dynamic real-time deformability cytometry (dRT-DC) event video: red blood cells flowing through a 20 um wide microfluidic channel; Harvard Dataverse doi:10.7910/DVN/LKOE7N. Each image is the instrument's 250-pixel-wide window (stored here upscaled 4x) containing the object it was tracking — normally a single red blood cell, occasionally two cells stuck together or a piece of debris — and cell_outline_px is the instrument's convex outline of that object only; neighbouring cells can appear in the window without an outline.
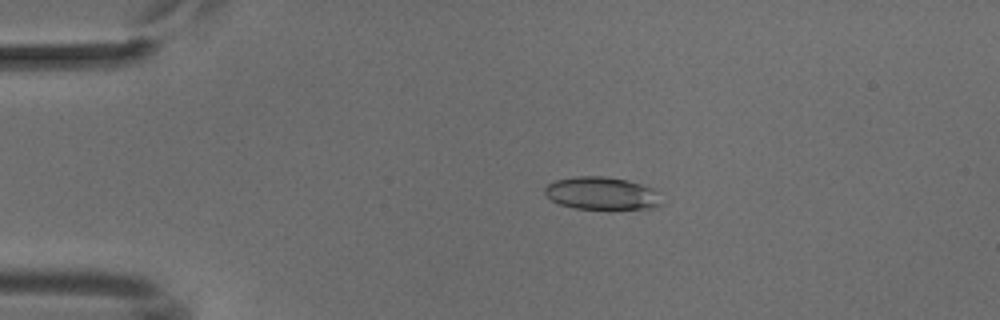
{"species": "common noctule bat (a hibernating species)", "species_latin": "Nyctalus noctula", "temperature_condition": "cold", "stored_images_in_passage": 47, "camera_frame_rate_fps": 3000, "um_per_image_px": 0.085, "animal": {"sex": "male", "body_mass_g": 18.8}, "frame": {"image": 1, "passage_image": 6, "time_ms": 1.667, "image_size_px": [1000, 320], "cell_outline_px": [[664, 204], [656, 208], [576, 208], [560, 204], [552, 200], [544, 192], [544, 188], [548, 184], [556, 180], [576, 176], [604, 176], [628, 180], [652, 188]], "centroid_in_image_um": [51.15, 16.42], "position_along_channel_um": 33.8, "area_um2": 21.96}}
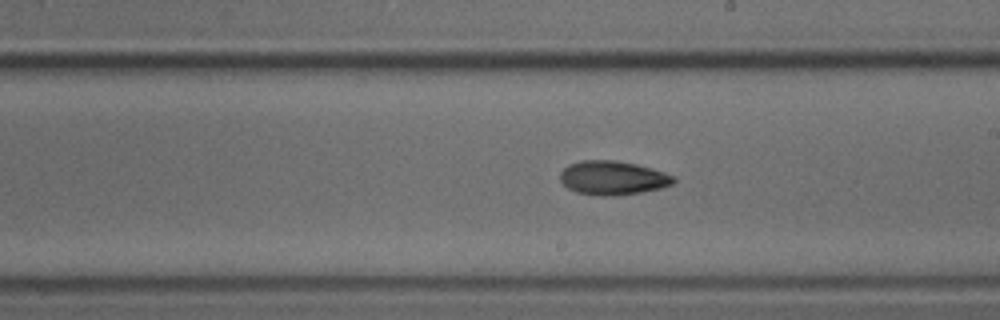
{"frame": {"image": 2, "passage_image": 25, "time_ms": 8.0, "image_size_px": [1000, 320], "cell_outline_px": [[676, 180], [672, 184], [660, 188], [640, 192], [612, 196], [600, 196], [576, 192], [568, 188], [560, 180], [560, 172], [568, 164], [580, 160], [612, 160], [636, 164], [652, 168], [676, 176]], "centroid_in_image_um": [52.08, 15.11], "position_along_channel_um": 236.9, "area_um2": 22.48}}
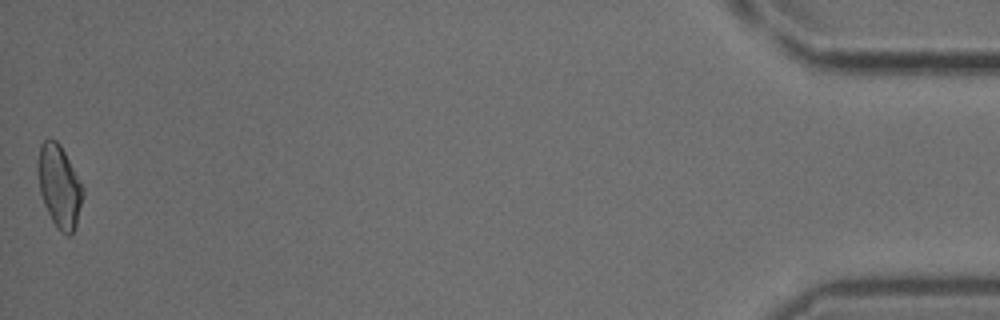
{"frame": {"image": 3, "passage_image": 47, "time_ms": 15.333, "image_size_px": [1000, 320], "cell_outline_px": [[84, 192], [76, 224], [72, 232], [68, 236], [60, 232], [56, 228], [44, 204], [40, 192], [36, 172], [36, 160], [40, 144], [44, 140], [56, 140], [60, 144], [84, 188]], "centroid_in_image_um": [5.01, 15.81], "position_along_channel_um": 430.2, "area_um2": 21.73}}